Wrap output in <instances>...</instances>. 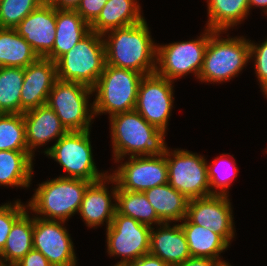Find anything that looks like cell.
I'll return each mask as SVG.
<instances>
[{"mask_svg":"<svg viewBox=\"0 0 267 266\" xmlns=\"http://www.w3.org/2000/svg\"><path fill=\"white\" fill-rule=\"evenodd\" d=\"M112 183L110 191L107 188V184ZM107 183V184H106ZM117 182L108 174L105 178L92 182L86 189L79 214L83 221L89 228H95L97 226L106 223L108 228L116 213V202L117 199Z\"/></svg>","mask_w":267,"mask_h":266,"instance_id":"e0dca14e","label":"cell"},{"mask_svg":"<svg viewBox=\"0 0 267 266\" xmlns=\"http://www.w3.org/2000/svg\"><path fill=\"white\" fill-rule=\"evenodd\" d=\"M147 200L163 222H181L187 215L189 199L169 183L144 191Z\"/></svg>","mask_w":267,"mask_h":266,"instance_id":"603a6c76","label":"cell"},{"mask_svg":"<svg viewBox=\"0 0 267 266\" xmlns=\"http://www.w3.org/2000/svg\"><path fill=\"white\" fill-rule=\"evenodd\" d=\"M102 37L106 64L143 75L156 72L157 44L151 38L145 19L133 25L110 30Z\"/></svg>","mask_w":267,"mask_h":266,"instance_id":"6da1fadb","label":"cell"},{"mask_svg":"<svg viewBox=\"0 0 267 266\" xmlns=\"http://www.w3.org/2000/svg\"><path fill=\"white\" fill-rule=\"evenodd\" d=\"M34 216L30 217L27 210L13 224L4 248L0 253V260L5 266H14L33 249Z\"/></svg>","mask_w":267,"mask_h":266,"instance_id":"484cf974","label":"cell"},{"mask_svg":"<svg viewBox=\"0 0 267 266\" xmlns=\"http://www.w3.org/2000/svg\"><path fill=\"white\" fill-rule=\"evenodd\" d=\"M46 0H0V28H15Z\"/></svg>","mask_w":267,"mask_h":266,"instance_id":"d6a6232c","label":"cell"},{"mask_svg":"<svg viewBox=\"0 0 267 266\" xmlns=\"http://www.w3.org/2000/svg\"><path fill=\"white\" fill-rule=\"evenodd\" d=\"M56 9L75 10L80 0H47Z\"/></svg>","mask_w":267,"mask_h":266,"instance_id":"ab89813d","label":"cell"},{"mask_svg":"<svg viewBox=\"0 0 267 266\" xmlns=\"http://www.w3.org/2000/svg\"><path fill=\"white\" fill-rule=\"evenodd\" d=\"M228 197L211 195L190 199L186 217L193 224L210 228L230 245L235 236V224Z\"/></svg>","mask_w":267,"mask_h":266,"instance_id":"9a60e30c","label":"cell"},{"mask_svg":"<svg viewBox=\"0 0 267 266\" xmlns=\"http://www.w3.org/2000/svg\"><path fill=\"white\" fill-rule=\"evenodd\" d=\"M158 226L156 230L152 226L150 231V254L172 266L181 264L191 257L184 231L179 223L170 226L169 222H165Z\"/></svg>","mask_w":267,"mask_h":266,"instance_id":"ffe728a7","label":"cell"},{"mask_svg":"<svg viewBox=\"0 0 267 266\" xmlns=\"http://www.w3.org/2000/svg\"><path fill=\"white\" fill-rule=\"evenodd\" d=\"M215 266H232L230 263L226 262L225 260L218 261Z\"/></svg>","mask_w":267,"mask_h":266,"instance_id":"b9f144b4","label":"cell"},{"mask_svg":"<svg viewBox=\"0 0 267 266\" xmlns=\"http://www.w3.org/2000/svg\"><path fill=\"white\" fill-rule=\"evenodd\" d=\"M151 228L116 211L106 228L107 252L121 259L114 266H124L149 253Z\"/></svg>","mask_w":267,"mask_h":266,"instance_id":"8fae6325","label":"cell"},{"mask_svg":"<svg viewBox=\"0 0 267 266\" xmlns=\"http://www.w3.org/2000/svg\"><path fill=\"white\" fill-rule=\"evenodd\" d=\"M24 68L0 67V113L21 114Z\"/></svg>","mask_w":267,"mask_h":266,"instance_id":"f546056e","label":"cell"},{"mask_svg":"<svg viewBox=\"0 0 267 266\" xmlns=\"http://www.w3.org/2000/svg\"><path fill=\"white\" fill-rule=\"evenodd\" d=\"M23 119L25 122L27 148L33 156H35V148L43 146V144L54 139L57 142L68 132L48 104L25 111Z\"/></svg>","mask_w":267,"mask_h":266,"instance_id":"d6986e66","label":"cell"},{"mask_svg":"<svg viewBox=\"0 0 267 266\" xmlns=\"http://www.w3.org/2000/svg\"><path fill=\"white\" fill-rule=\"evenodd\" d=\"M38 58L15 28H0V67L26 68Z\"/></svg>","mask_w":267,"mask_h":266,"instance_id":"83f0119b","label":"cell"},{"mask_svg":"<svg viewBox=\"0 0 267 266\" xmlns=\"http://www.w3.org/2000/svg\"><path fill=\"white\" fill-rule=\"evenodd\" d=\"M15 30L30 45L40 58H45L53 49L56 33V8L47 0L27 15Z\"/></svg>","mask_w":267,"mask_h":266,"instance_id":"2e32d148","label":"cell"},{"mask_svg":"<svg viewBox=\"0 0 267 266\" xmlns=\"http://www.w3.org/2000/svg\"><path fill=\"white\" fill-rule=\"evenodd\" d=\"M144 75L133 70L105 65L93 87L94 116L109 117L135 109L139 83Z\"/></svg>","mask_w":267,"mask_h":266,"instance_id":"5b68a950","label":"cell"},{"mask_svg":"<svg viewBox=\"0 0 267 266\" xmlns=\"http://www.w3.org/2000/svg\"><path fill=\"white\" fill-rule=\"evenodd\" d=\"M181 222L191 257L223 260L220 254L228 250L229 244L219 234L210 228L193 224L187 217Z\"/></svg>","mask_w":267,"mask_h":266,"instance_id":"cb8c5ba5","label":"cell"},{"mask_svg":"<svg viewBox=\"0 0 267 266\" xmlns=\"http://www.w3.org/2000/svg\"><path fill=\"white\" fill-rule=\"evenodd\" d=\"M115 163L129 155H164L166 132L148 123L135 109L109 117Z\"/></svg>","mask_w":267,"mask_h":266,"instance_id":"7a4b0ae2","label":"cell"},{"mask_svg":"<svg viewBox=\"0 0 267 266\" xmlns=\"http://www.w3.org/2000/svg\"><path fill=\"white\" fill-rule=\"evenodd\" d=\"M48 158L57 161L67 174L61 177L99 181L109 174L99 172L93 159L90 130L68 131L53 146L44 149Z\"/></svg>","mask_w":267,"mask_h":266,"instance_id":"52a82bcc","label":"cell"},{"mask_svg":"<svg viewBox=\"0 0 267 266\" xmlns=\"http://www.w3.org/2000/svg\"><path fill=\"white\" fill-rule=\"evenodd\" d=\"M0 266H5L3 263H2V261L0 260Z\"/></svg>","mask_w":267,"mask_h":266,"instance_id":"ee69618b","label":"cell"},{"mask_svg":"<svg viewBox=\"0 0 267 266\" xmlns=\"http://www.w3.org/2000/svg\"><path fill=\"white\" fill-rule=\"evenodd\" d=\"M168 166V183L189 200L211 196L205 157L188 150L165 152ZM172 156V157H171Z\"/></svg>","mask_w":267,"mask_h":266,"instance_id":"30bf717a","label":"cell"},{"mask_svg":"<svg viewBox=\"0 0 267 266\" xmlns=\"http://www.w3.org/2000/svg\"><path fill=\"white\" fill-rule=\"evenodd\" d=\"M0 150L28 151L23 114L0 113Z\"/></svg>","mask_w":267,"mask_h":266,"instance_id":"4dcf8cb0","label":"cell"},{"mask_svg":"<svg viewBox=\"0 0 267 266\" xmlns=\"http://www.w3.org/2000/svg\"><path fill=\"white\" fill-rule=\"evenodd\" d=\"M250 43V59H254L255 74L262 92L267 89V39L262 43Z\"/></svg>","mask_w":267,"mask_h":266,"instance_id":"e575fe53","label":"cell"},{"mask_svg":"<svg viewBox=\"0 0 267 266\" xmlns=\"http://www.w3.org/2000/svg\"><path fill=\"white\" fill-rule=\"evenodd\" d=\"M173 83L155 72L144 75L138 86L135 110L148 123L165 132L173 109Z\"/></svg>","mask_w":267,"mask_h":266,"instance_id":"7c38bea8","label":"cell"},{"mask_svg":"<svg viewBox=\"0 0 267 266\" xmlns=\"http://www.w3.org/2000/svg\"><path fill=\"white\" fill-rule=\"evenodd\" d=\"M107 0H80L75 11L91 25L99 16Z\"/></svg>","mask_w":267,"mask_h":266,"instance_id":"d590c367","label":"cell"},{"mask_svg":"<svg viewBox=\"0 0 267 266\" xmlns=\"http://www.w3.org/2000/svg\"><path fill=\"white\" fill-rule=\"evenodd\" d=\"M14 266H52V265L41 252L32 249Z\"/></svg>","mask_w":267,"mask_h":266,"instance_id":"8d00e7d4","label":"cell"},{"mask_svg":"<svg viewBox=\"0 0 267 266\" xmlns=\"http://www.w3.org/2000/svg\"><path fill=\"white\" fill-rule=\"evenodd\" d=\"M110 174L120 189L144 192L168 183L166 156H132Z\"/></svg>","mask_w":267,"mask_h":266,"instance_id":"4fadbf2b","label":"cell"},{"mask_svg":"<svg viewBox=\"0 0 267 266\" xmlns=\"http://www.w3.org/2000/svg\"><path fill=\"white\" fill-rule=\"evenodd\" d=\"M211 30L205 28L197 39L157 44L156 73L170 81L194 73L198 79Z\"/></svg>","mask_w":267,"mask_h":266,"instance_id":"9c48e42d","label":"cell"},{"mask_svg":"<svg viewBox=\"0 0 267 266\" xmlns=\"http://www.w3.org/2000/svg\"><path fill=\"white\" fill-rule=\"evenodd\" d=\"M227 156L229 157V155H227L226 153L222 154L221 156L216 157L210 163V165L207 163V177L211 189V195L228 196L229 192L227 191L229 190L232 181L238 174L239 170L235 165V158L233 160L232 157L228 158Z\"/></svg>","mask_w":267,"mask_h":266,"instance_id":"1f68e13d","label":"cell"},{"mask_svg":"<svg viewBox=\"0 0 267 266\" xmlns=\"http://www.w3.org/2000/svg\"><path fill=\"white\" fill-rule=\"evenodd\" d=\"M91 183L60 176L47 180L39 184L27 209L38 218L65 222L79 212L85 191Z\"/></svg>","mask_w":267,"mask_h":266,"instance_id":"3957f363","label":"cell"},{"mask_svg":"<svg viewBox=\"0 0 267 266\" xmlns=\"http://www.w3.org/2000/svg\"><path fill=\"white\" fill-rule=\"evenodd\" d=\"M64 221L34 217L33 249L41 252L52 266H77L71 236Z\"/></svg>","mask_w":267,"mask_h":266,"instance_id":"5bb4252c","label":"cell"},{"mask_svg":"<svg viewBox=\"0 0 267 266\" xmlns=\"http://www.w3.org/2000/svg\"><path fill=\"white\" fill-rule=\"evenodd\" d=\"M141 6L137 0H107L90 29L98 34L142 22Z\"/></svg>","mask_w":267,"mask_h":266,"instance_id":"7402d4cb","label":"cell"},{"mask_svg":"<svg viewBox=\"0 0 267 266\" xmlns=\"http://www.w3.org/2000/svg\"><path fill=\"white\" fill-rule=\"evenodd\" d=\"M34 157L29 151L0 150V186L30 187Z\"/></svg>","mask_w":267,"mask_h":266,"instance_id":"d4e9b609","label":"cell"},{"mask_svg":"<svg viewBox=\"0 0 267 266\" xmlns=\"http://www.w3.org/2000/svg\"><path fill=\"white\" fill-rule=\"evenodd\" d=\"M116 211L151 227L153 223L157 226L163 223L144 192L123 190L117 186Z\"/></svg>","mask_w":267,"mask_h":266,"instance_id":"f1b7e54d","label":"cell"},{"mask_svg":"<svg viewBox=\"0 0 267 266\" xmlns=\"http://www.w3.org/2000/svg\"><path fill=\"white\" fill-rule=\"evenodd\" d=\"M248 4H249V9H251L254 6L259 8L262 7L263 8L262 10L267 16V0H248Z\"/></svg>","mask_w":267,"mask_h":266,"instance_id":"60d3db41","label":"cell"},{"mask_svg":"<svg viewBox=\"0 0 267 266\" xmlns=\"http://www.w3.org/2000/svg\"><path fill=\"white\" fill-rule=\"evenodd\" d=\"M21 203L17 199L13 204L8 202L0 206V253L13 224L28 210L27 205Z\"/></svg>","mask_w":267,"mask_h":266,"instance_id":"836d02e7","label":"cell"},{"mask_svg":"<svg viewBox=\"0 0 267 266\" xmlns=\"http://www.w3.org/2000/svg\"><path fill=\"white\" fill-rule=\"evenodd\" d=\"M56 79V62L50 59L39 57L24 68V82L20 96L21 114L46 104Z\"/></svg>","mask_w":267,"mask_h":266,"instance_id":"ac0fdd59","label":"cell"},{"mask_svg":"<svg viewBox=\"0 0 267 266\" xmlns=\"http://www.w3.org/2000/svg\"><path fill=\"white\" fill-rule=\"evenodd\" d=\"M92 94L93 88L85 84L57 78L46 104L54 110L67 131L91 130L95 118L94 104L89 103Z\"/></svg>","mask_w":267,"mask_h":266,"instance_id":"ba28073f","label":"cell"},{"mask_svg":"<svg viewBox=\"0 0 267 266\" xmlns=\"http://www.w3.org/2000/svg\"><path fill=\"white\" fill-rule=\"evenodd\" d=\"M90 31V25L75 10L56 9L55 41L45 58L56 62Z\"/></svg>","mask_w":267,"mask_h":266,"instance_id":"44dd1931","label":"cell"},{"mask_svg":"<svg viewBox=\"0 0 267 266\" xmlns=\"http://www.w3.org/2000/svg\"><path fill=\"white\" fill-rule=\"evenodd\" d=\"M105 65L103 37L91 30L56 61L57 78L93 88L103 73Z\"/></svg>","mask_w":267,"mask_h":266,"instance_id":"8992f818","label":"cell"},{"mask_svg":"<svg viewBox=\"0 0 267 266\" xmlns=\"http://www.w3.org/2000/svg\"><path fill=\"white\" fill-rule=\"evenodd\" d=\"M263 93H264V95H265L266 98H267V89H266Z\"/></svg>","mask_w":267,"mask_h":266,"instance_id":"7bdbcfd3","label":"cell"},{"mask_svg":"<svg viewBox=\"0 0 267 266\" xmlns=\"http://www.w3.org/2000/svg\"><path fill=\"white\" fill-rule=\"evenodd\" d=\"M207 28L226 33L247 18L248 0H207Z\"/></svg>","mask_w":267,"mask_h":266,"instance_id":"4316f807","label":"cell"},{"mask_svg":"<svg viewBox=\"0 0 267 266\" xmlns=\"http://www.w3.org/2000/svg\"><path fill=\"white\" fill-rule=\"evenodd\" d=\"M218 260L212 258L190 257L176 266H215Z\"/></svg>","mask_w":267,"mask_h":266,"instance_id":"f35d334b","label":"cell"},{"mask_svg":"<svg viewBox=\"0 0 267 266\" xmlns=\"http://www.w3.org/2000/svg\"><path fill=\"white\" fill-rule=\"evenodd\" d=\"M124 266H172L168 263H165L157 256H154L150 253L141 256L134 262L128 263Z\"/></svg>","mask_w":267,"mask_h":266,"instance_id":"74e56055","label":"cell"},{"mask_svg":"<svg viewBox=\"0 0 267 266\" xmlns=\"http://www.w3.org/2000/svg\"><path fill=\"white\" fill-rule=\"evenodd\" d=\"M221 34L223 31L211 30L198 77L201 82H227L237 77L251 61L249 39L243 36L229 38V35L223 39Z\"/></svg>","mask_w":267,"mask_h":266,"instance_id":"277c9868","label":"cell"}]
</instances>
